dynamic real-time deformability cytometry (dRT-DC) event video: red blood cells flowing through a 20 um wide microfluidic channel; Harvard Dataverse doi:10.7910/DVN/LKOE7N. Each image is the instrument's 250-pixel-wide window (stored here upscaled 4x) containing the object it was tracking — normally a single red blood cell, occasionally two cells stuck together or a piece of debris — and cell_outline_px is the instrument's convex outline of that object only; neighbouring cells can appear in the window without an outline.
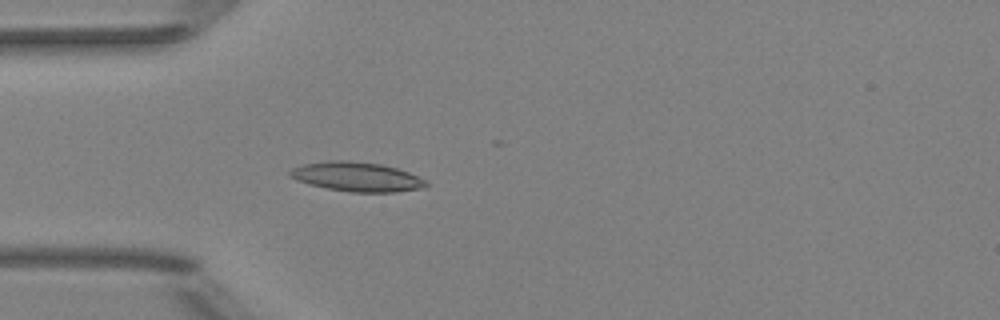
{"species": "Egyptian fruit bat (a non-hibernating species)", "species_latin": "Rousettus aegyptiacus", "temperature_condition": "room temperature", "stored_images_in_passage": 5, "camera_frame_rate_fps": 3000, "um_per_image_px": 0.085, "animal": {"sex": "female"}, "frame": {"image": 1, "passage_image": 5, "time_ms": 4.333, "image_size_px": [1000, 320], "cell_outline_px": [[428, 184], [424, 188], [396, 192], [352, 192], [328, 188], [308, 184], [296, 180], [288, 176], [288, 172], [292, 168], [304, 164], [328, 160], [348, 160], [380, 164], [396, 168], [408, 172], [428, 180]], "centroid_in_image_um": [30.33, 15.02], "position_along_channel_um": 54.7, "area_um2": 23.41}}